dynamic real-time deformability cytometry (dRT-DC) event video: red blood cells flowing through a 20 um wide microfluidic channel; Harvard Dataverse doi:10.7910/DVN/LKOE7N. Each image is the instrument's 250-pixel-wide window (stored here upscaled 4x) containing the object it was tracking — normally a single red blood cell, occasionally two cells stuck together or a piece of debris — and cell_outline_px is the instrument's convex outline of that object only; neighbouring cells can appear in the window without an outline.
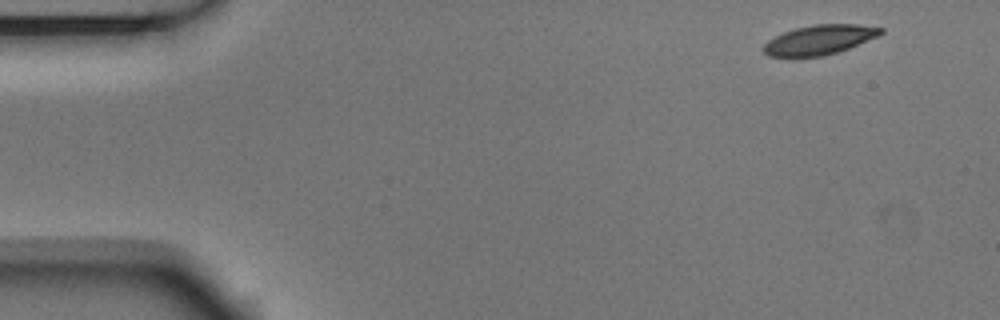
{"species": "Egyptian fruit bat (a non-hibernating species)", "species_latin": "Rousettus aegyptiacus", "temperature_condition": "room temperature", "stored_images_in_passage": 5, "camera_frame_rate_fps": 3000, "um_per_image_px": 0.085, "animal": {"sex": "male"}, "frame": {"image": 1, "passage_image": 1, "time_ms": 0.0, "image_size_px": [1000, 320], "cell_outline_px": [[884, 32], [876, 36], [848, 48], [824, 56], [768, 56], [764, 52], [764, 44], [768, 40], [784, 32], [796, 28], [816, 24], [860, 24], [884, 28]], "centroid_in_image_um": [69.66, 3.37], "position_along_channel_um": 15.3, "area_um2": 19.83}}
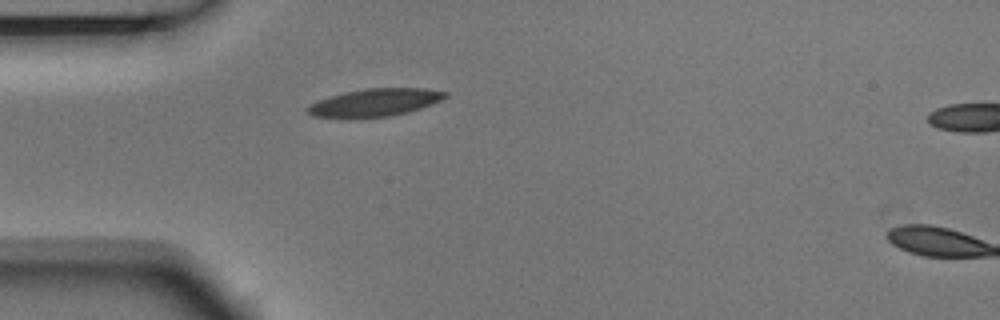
{"frame": {"image": 2, "passage_image": 4, "time_ms": 1.0, "image_size_px": [1000, 320], "cell_outline_px": [[448, 96], [432, 104], [408, 112], [392, 116], [352, 120], [344, 120], [312, 116], [304, 112], [304, 108], [308, 104], [344, 92], [364, 88], [428, 88], [448, 92]], "centroid_in_image_um": [31.78, 8.75], "position_along_channel_um": 53.2, "area_um2": 23.12}}